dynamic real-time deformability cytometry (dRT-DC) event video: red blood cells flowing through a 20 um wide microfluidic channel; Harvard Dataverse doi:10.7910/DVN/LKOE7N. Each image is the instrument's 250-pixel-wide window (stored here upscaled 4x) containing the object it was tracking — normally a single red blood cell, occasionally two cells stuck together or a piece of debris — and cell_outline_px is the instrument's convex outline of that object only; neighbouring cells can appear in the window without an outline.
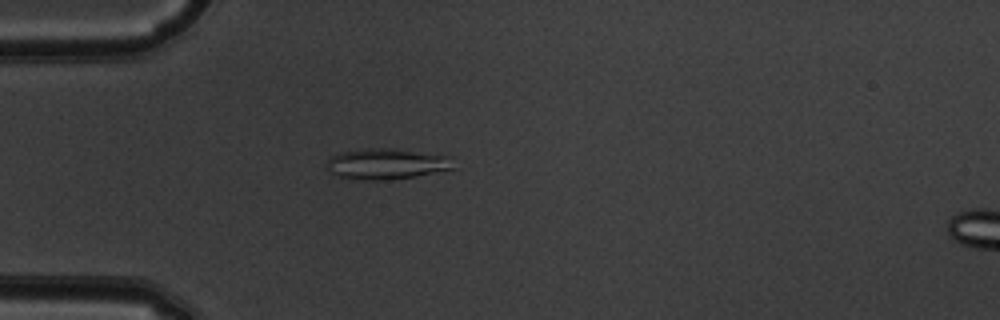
{"species": "common noctule bat (a hibernating species)", "species_latin": "Nyctalus noctula", "temperature_condition": "warm", "stored_images_in_passage": 48, "camera_frame_rate_fps": 3000, "um_per_image_px": 0.085, "animal": {"sex": "male", "body_mass_g": 19.5, "forearm_length_mm": 54.6}, "frame": {"image": 1, "passage_image": 12, "time_ms": 3.667, "image_size_px": [1000, 320], "cell_outline_px": [[456, 168], [416, 176], [388, 180], [348, 180], [336, 176], [324, 164], [332, 156], [340, 152], [364, 148], [392, 148], [452, 156]], "centroid_in_image_um": [32.85, 13.93], "position_along_channel_um": 52.1, "area_um2": 23.24}}
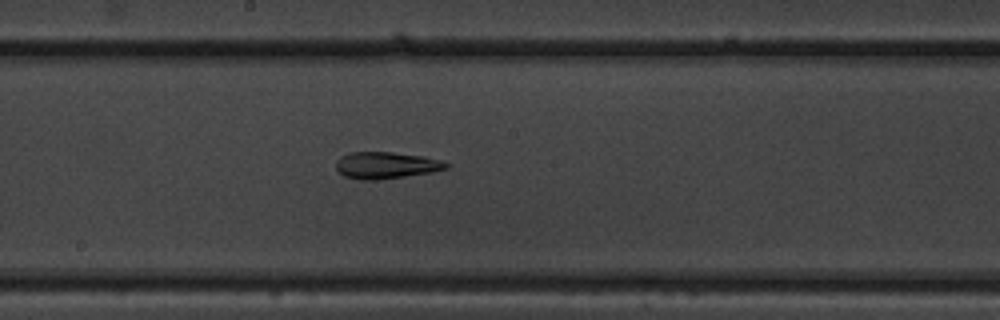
{"frame": {"image": 2, "passage_image": 25, "time_ms": 8.0, "image_size_px": [1000, 320], "cell_outline_px": [[448, 168], [432, 172], [376, 180], [360, 180], [344, 176], [336, 168], [336, 160], [340, 156], [348, 152], [392, 152], [424, 156], [440, 160], [448, 164]], "centroid_in_image_um": [32.78, 14.04], "position_along_channel_um": 215.4, "area_um2": 17.17}}
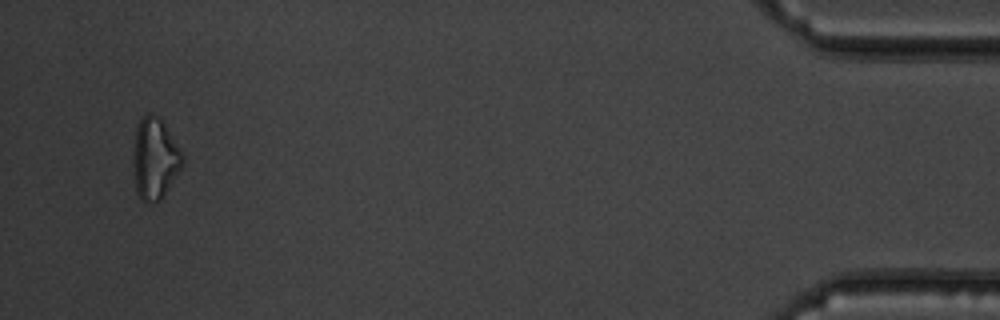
{"frame": {"image": 3, "passage_image": 46, "time_ms": 15.0, "image_size_px": [1000, 320], "cell_outline_px": [[184, 164], [160, 200], [156, 204], [140, 200], [136, 192], [132, 164], [132, 156], [136, 128], [140, 120], [148, 112], [152, 112], [160, 116], [184, 156]], "centroid_in_image_um": [13.14, 13.48], "position_along_channel_um": 422.1, "area_um2": 23.76}, "authors_computed_cell_mechanics": {"area_um2": 19.2474, "velocity_mm_per_s": 4.0405, "shape_relaxation_time_tau1_ms": null, "shape_relaxation_time_tau2_ms": 3.2793, "deformation_change_tau1": null, "deformation_change_tau2": 0.106}}